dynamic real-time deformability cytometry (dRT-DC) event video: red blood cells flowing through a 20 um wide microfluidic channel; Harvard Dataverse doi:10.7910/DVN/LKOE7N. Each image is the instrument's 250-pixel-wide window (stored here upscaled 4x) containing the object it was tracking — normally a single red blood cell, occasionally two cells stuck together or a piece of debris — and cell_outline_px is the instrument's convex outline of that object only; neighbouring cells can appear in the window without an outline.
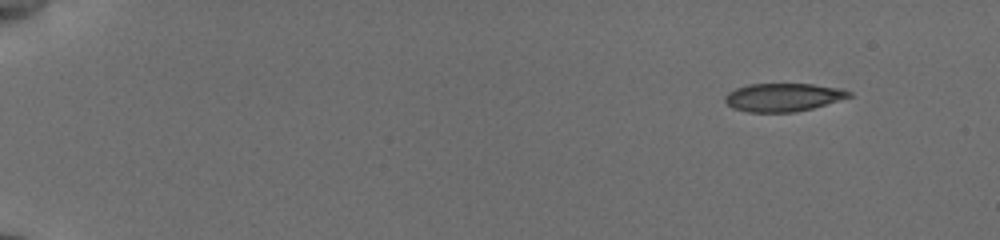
{"species": "common noctule bat (a hibernating species)", "species_latin": "Nyctalus noctula", "temperature_condition": "cold", "stored_images_in_passage": 51, "camera_frame_rate_fps": 3000, "um_per_image_px": 0.085, "animal": {"sex": "female", "body_mass_g": 19.5, "forearm_length_mm": 54.1}, "frame": {"image": 1, "passage_image": 1, "time_ms": 0.0, "image_size_px": [1000, 240], "cell_outline_px": [[852, 96], [812, 108], [792, 112], [748, 112], [732, 108], [724, 100], [724, 96], [728, 92], [736, 88], [748, 84], [812, 84], [836, 88], [852, 92]], "centroid_in_image_um": [66.51, 8.27], "position_along_channel_um": 18.5, "area_um2": 20.17}}
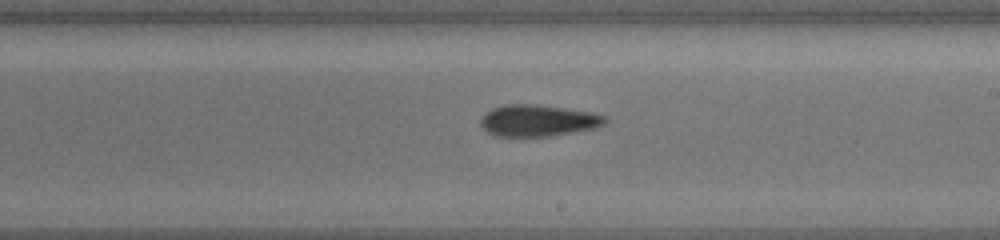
{"frame": {"image": 2, "passage_image": 30, "time_ms": 9.667, "image_size_px": [1000, 240], "cell_outline_px": [[608, 120], [604, 124], [592, 128], [548, 136], [496, 136], [488, 132], [480, 124], [480, 116], [484, 112], [492, 108], [508, 104], [536, 104], [564, 108], [588, 112], [604, 116]], "centroid_in_image_um": [45.65, 10.24], "position_along_channel_um": 243.4, "area_um2": 22.6}}
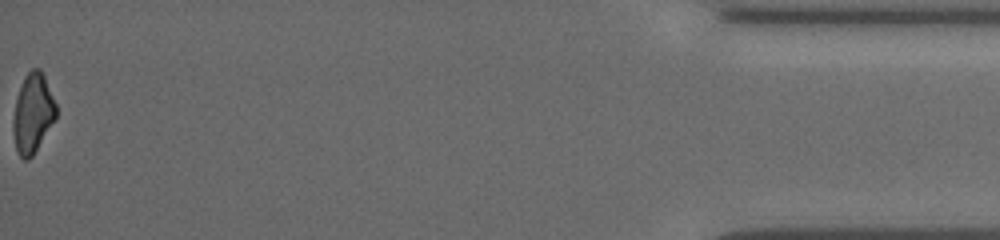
{"frame": {"image": 3, "passage_image": 51, "time_ms": 16.667, "image_size_px": [1000, 240], "cell_outline_px": [[56, 116], [32, 156], [28, 160], [24, 160], [16, 152], [12, 132], [12, 120], [16, 100], [24, 76], [32, 68], [40, 68], [44, 76], [56, 104]], "centroid_in_image_um": [2.75, 9.64], "position_along_channel_um": 432.4, "area_um2": 19.65}, "authors_computed_cell_mechanics": {"area_um2": 21.7328, "velocity_mm_per_s": 3.8472, "shape_relaxation_time_tau1_ms": null, "shape_relaxation_time_tau2_ms": 8.2054, "deformation_change_tau1": null, "deformation_change_tau2": 0.161}}